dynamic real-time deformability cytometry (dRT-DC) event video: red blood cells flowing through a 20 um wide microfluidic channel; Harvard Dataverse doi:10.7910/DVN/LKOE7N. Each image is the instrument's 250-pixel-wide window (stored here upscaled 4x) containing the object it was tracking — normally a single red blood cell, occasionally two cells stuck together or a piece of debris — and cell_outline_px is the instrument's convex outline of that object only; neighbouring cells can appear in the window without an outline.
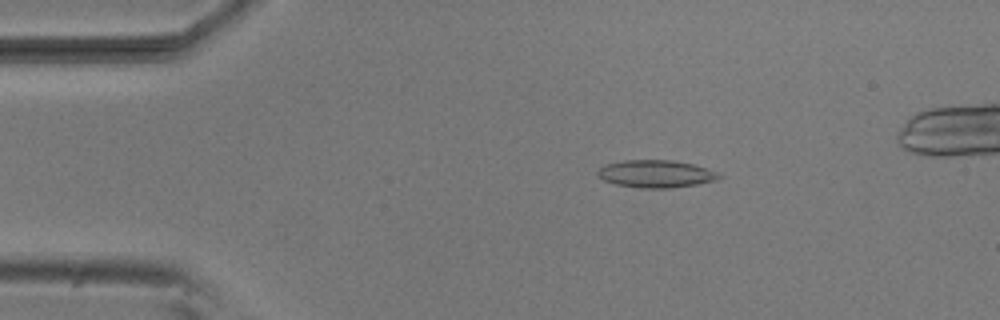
{"species": "common noctule bat (a hibernating species)", "species_latin": "Nyctalus noctula", "temperature_condition": "room temperature", "stored_images_in_passage": 50, "camera_frame_rate_fps": 3000, "um_per_image_px": 0.085, "animal": {"sex": "male", "body_mass_g": 20.5, "forearm_length_mm": 52.5}, "frame": {"image": 1, "passage_image": 9, "time_ms": 2.667, "image_size_px": [1000, 320], "cell_outline_px": [[720, 176], [716, 180], [696, 184], [668, 188], [640, 188], [616, 184], [604, 180], [596, 176], [596, 172], [604, 164], [624, 160], [672, 160], [692, 164], [716, 172]], "centroid_in_image_um": [55.67, 14.77], "position_along_channel_um": 29.3, "area_um2": 19.25}}
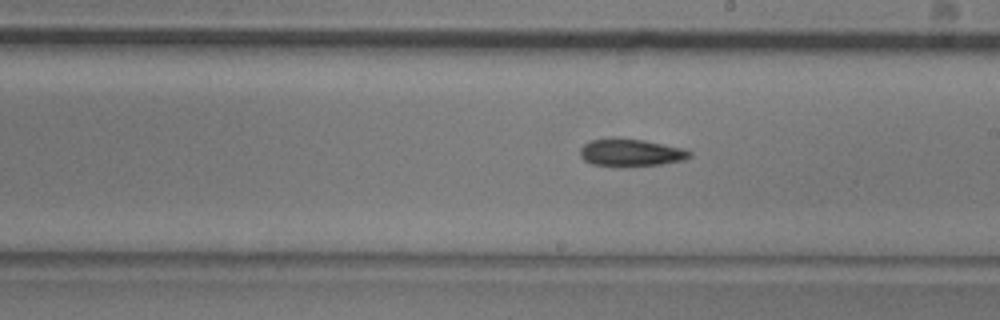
{"frame": {"image": 2, "passage_image": 29, "time_ms": 9.333, "image_size_px": [1000, 320], "cell_outline_px": [[692, 156], [684, 160], [660, 164], [624, 168], [620, 168], [592, 164], [584, 160], [580, 156], [580, 148], [588, 140], [612, 136], [616, 136], [644, 140], [684, 148], [692, 152]], "centroid_in_image_um": [53.58, 12.96], "position_along_channel_um": 235.4, "area_um2": 18.38}}
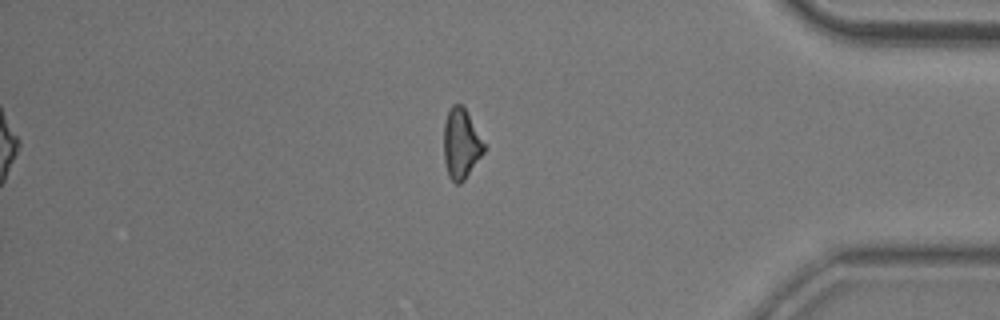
{"frame": {"image": 3, "passage_image": 44, "time_ms": 14.333, "image_size_px": [1000, 320], "cell_outline_px": [[488, 148], [464, 180], [460, 184], [456, 184], [448, 176], [444, 160], [444, 124], [448, 112], [452, 104], [460, 104], [464, 108], [488, 144]], "centroid_in_image_um": [39.24, 12.23], "position_along_channel_um": 396.0, "area_um2": 16.82}, "authors_computed_cell_mechanics": {"area_um2": 17.6579, "velocity_mm_per_s": 3.8255, "shape_relaxation_time_tau1_ms": 10.6111, "shape_relaxation_time_tau2_ms": null, "deformation_change_tau1": 0.1796, "deformation_change_tau2": null}}